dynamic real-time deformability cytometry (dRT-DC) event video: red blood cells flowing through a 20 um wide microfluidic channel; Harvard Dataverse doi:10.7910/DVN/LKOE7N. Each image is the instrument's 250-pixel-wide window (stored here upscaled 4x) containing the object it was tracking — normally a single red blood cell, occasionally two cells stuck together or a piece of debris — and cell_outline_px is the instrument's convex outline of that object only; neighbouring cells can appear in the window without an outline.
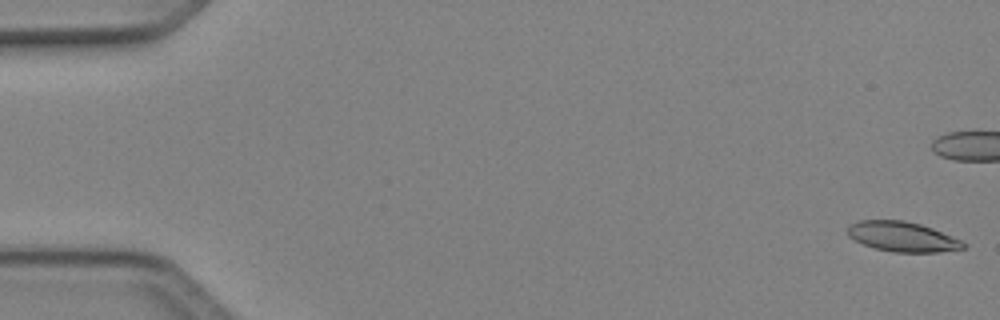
{"species": "Egyptian fruit bat (a non-hibernating species)", "species_latin": "Rousettus aegyptiacus", "temperature_condition": "cold", "stored_images_in_passage": 14, "camera_frame_rate_fps": 3000, "um_per_image_px": 0.085, "animal": {"sex": "female"}, "frame": {"image": 1, "passage_image": 1, "time_ms": 0.0, "image_size_px": [1000, 320], "cell_outline_px": [[968, 244], [964, 248], [940, 252], [892, 252], [876, 248], [864, 244], [848, 236], [848, 224], [860, 220], [904, 220], [920, 224], [932, 228], [960, 240]], "centroid_in_image_um": [76.7, 20.11], "position_along_channel_um": 8.3, "area_um2": 20.06}}
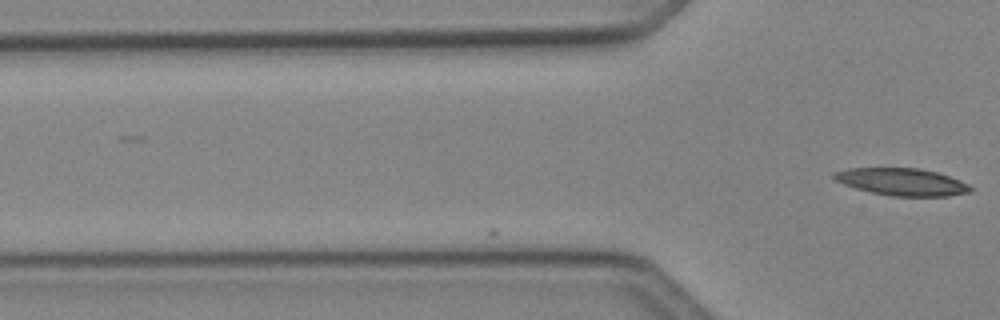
{"frame": {"image": 2, "passage_image": 14, "time_ms": 4.333, "image_size_px": [1000, 320], "cell_outline_px": [[972, 192], [948, 196], [892, 196], [872, 192], [856, 188], [844, 184], [836, 180], [832, 176], [832, 172], [848, 168], [920, 168], [936, 172], [960, 180], [968, 184], [972, 188]], "centroid_in_image_um": [76.67, 15.45], "position_along_channel_um": 49.1, "area_um2": 21.62}}